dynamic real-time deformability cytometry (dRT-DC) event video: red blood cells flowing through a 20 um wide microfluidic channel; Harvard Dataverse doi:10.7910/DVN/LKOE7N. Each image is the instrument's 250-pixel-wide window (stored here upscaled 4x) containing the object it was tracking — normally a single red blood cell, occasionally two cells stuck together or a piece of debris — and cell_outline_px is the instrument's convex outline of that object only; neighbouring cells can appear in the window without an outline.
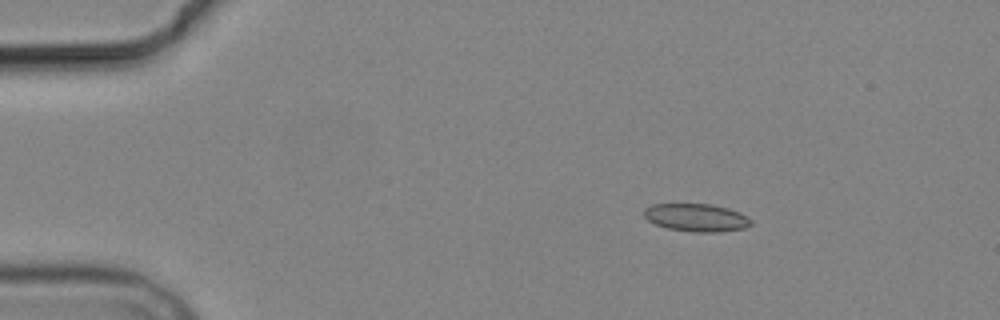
{"species": "common noctule bat (a hibernating species)", "species_latin": "Nyctalus noctula", "temperature_condition": "cold", "stored_images_in_passage": 4, "camera_frame_rate_fps": 3000, "um_per_image_px": 0.085, "animal": {"sex": "male", "body_mass_g": 19.2, "forearm_length_mm": 51.8}, "frame": {"image": 1, "passage_image": 2, "time_ms": 2.0, "image_size_px": [1000, 320], "cell_outline_px": [[752, 224], [744, 228], [720, 232], [692, 232], [668, 228], [656, 224], [648, 220], [644, 216], [644, 208], [652, 204], [712, 204], [728, 208], [740, 212], [748, 216], [752, 220]], "centroid_in_image_um": [59.22, 18.49], "position_along_channel_um": 25.8, "area_um2": 17.46}}